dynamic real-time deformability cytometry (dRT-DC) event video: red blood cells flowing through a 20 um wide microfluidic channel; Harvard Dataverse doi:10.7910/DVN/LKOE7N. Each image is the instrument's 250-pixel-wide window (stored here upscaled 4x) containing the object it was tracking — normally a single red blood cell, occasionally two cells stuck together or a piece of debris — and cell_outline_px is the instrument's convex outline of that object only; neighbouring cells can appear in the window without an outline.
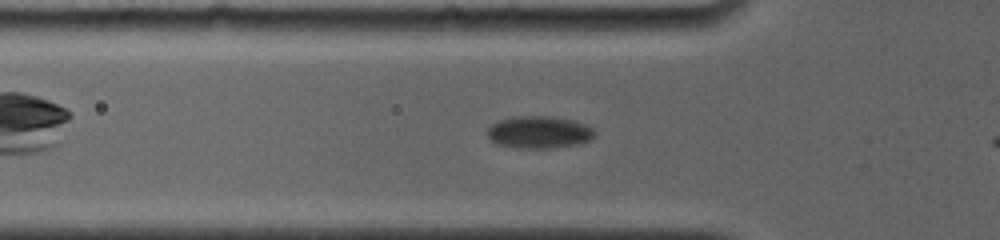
{"species": "common noctule bat (a hibernating species)", "species_latin": "Nyctalus noctula", "temperature_condition": "room temperature", "stored_images_in_passage": 80, "camera_frame_rate_fps": 4000, "um_per_image_px": 0.085, "animal": {"sex": "female", "body_mass_g": 19.0, "forearm_length_mm": 56.7}, "frame": {"image": 1, "passage_image": 18, "time_ms": 2.75, "image_size_px": [1000, 240], "cell_outline_px": [[596, 136], [592, 140], [580, 144], [556, 148], [516, 148], [496, 144], [488, 136], [488, 128], [492, 124], [500, 120], [512, 116], [552, 116], [576, 120], [592, 128], [596, 132]], "centroid_in_image_um": [45.88, 11.24], "position_along_channel_um": 79.9, "area_um2": 20.58}}
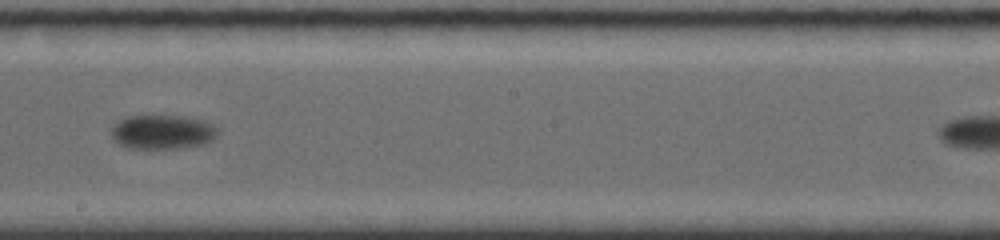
{"frame": {"image": 2, "passage_image": 45, "time_ms": 7.25, "image_size_px": [1000, 240], "cell_outline_px": [[220, 132], [212, 140], [204, 144], [180, 148], [128, 148], [112, 140], [108, 132], [112, 124], [124, 116], [184, 116], [200, 120], [212, 124]], "centroid_in_image_um": [13.73, 11.22], "position_along_channel_um": 234.5, "area_um2": 21.56}}
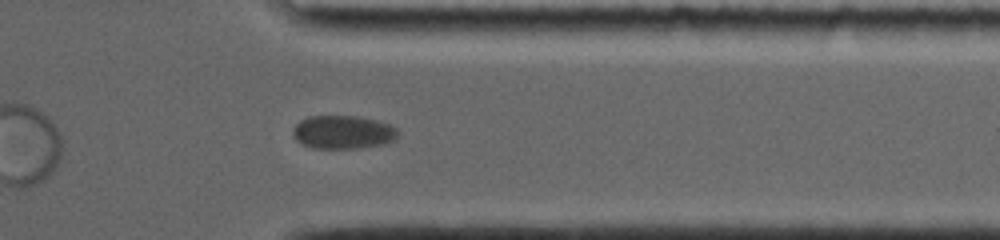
{"frame": {"image": 3, "passage_image": 70, "time_ms": 11.5, "image_size_px": [1000, 240], "cell_outline_px": [[400, 132], [392, 140], [384, 144], [356, 148], [312, 148], [300, 144], [296, 140], [292, 132], [292, 128], [300, 120], [308, 116], [356, 116], [376, 120], [388, 124], [396, 128]], "centroid_in_image_um": [29.11, 11.23], "position_along_channel_um": 382.3, "area_um2": 20.46}}